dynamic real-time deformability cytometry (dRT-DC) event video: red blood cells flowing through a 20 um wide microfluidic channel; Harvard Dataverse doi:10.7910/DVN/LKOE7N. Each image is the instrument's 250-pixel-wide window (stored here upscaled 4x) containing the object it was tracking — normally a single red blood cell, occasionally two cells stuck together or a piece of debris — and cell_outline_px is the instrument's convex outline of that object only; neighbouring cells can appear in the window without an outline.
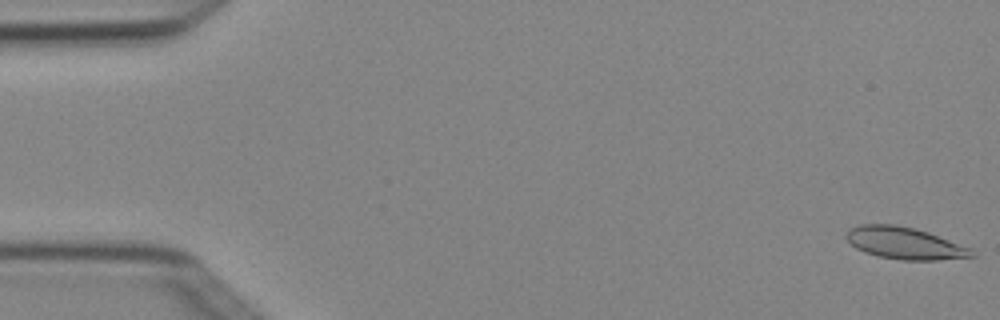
{"species": "Egyptian fruit bat (a non-hibernating species)", "species_latin": "Rousettus aegyptiacus", "temperature_condition": "cold", "stored_images_in_passage": 4, "camera_frame_rate_fps": 3000, "um_per_image_px": 0.085, "animal": {"sex": "female"}, "frame": {"image": 1, "passage_image": 1, "time_ms": 0.0, "image_size_px": [1000, 320], "cell_outline_px": [[976, 256], [936, 260], [900, 260], [880, 256], [864, 252], [856, 248], [844, 236], [848, 228], [860, 224], [896, 224], [928, 232], [972, 248]], "centroid_in_image_um": [76.88, 20.66], "position_along_channel_um": 8.1, "area_um2": 23.41}}
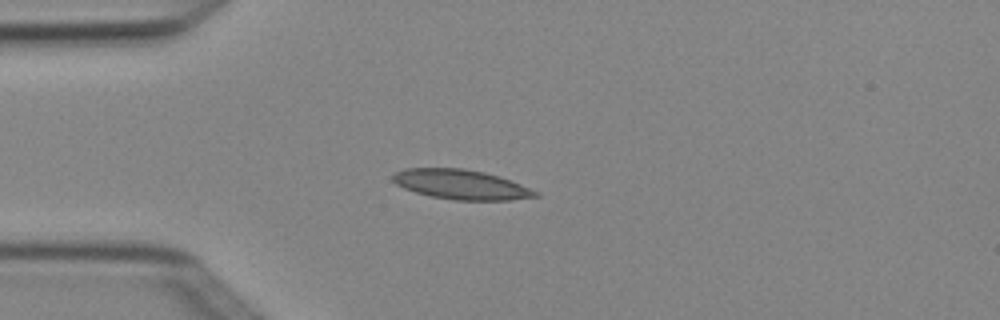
{"frame": {"image": 2, "passage_image": 3, "time_ms": 0.667, "image_size_px": [1000, 320], "cell_outline_px": [[540, 196], [508, 200], [452, 200], [432, 196], [416, 192], [404, 188], [396, 184], [392, 180], [392, 176], [396, 172], [404, 168], [464, 168], [484, 172], [520, 184], [540, 192]], "centroid_in_image_um": [39.18, 15.68], "position_along_channel_um": 45.8, "area_um2": 24.51}}